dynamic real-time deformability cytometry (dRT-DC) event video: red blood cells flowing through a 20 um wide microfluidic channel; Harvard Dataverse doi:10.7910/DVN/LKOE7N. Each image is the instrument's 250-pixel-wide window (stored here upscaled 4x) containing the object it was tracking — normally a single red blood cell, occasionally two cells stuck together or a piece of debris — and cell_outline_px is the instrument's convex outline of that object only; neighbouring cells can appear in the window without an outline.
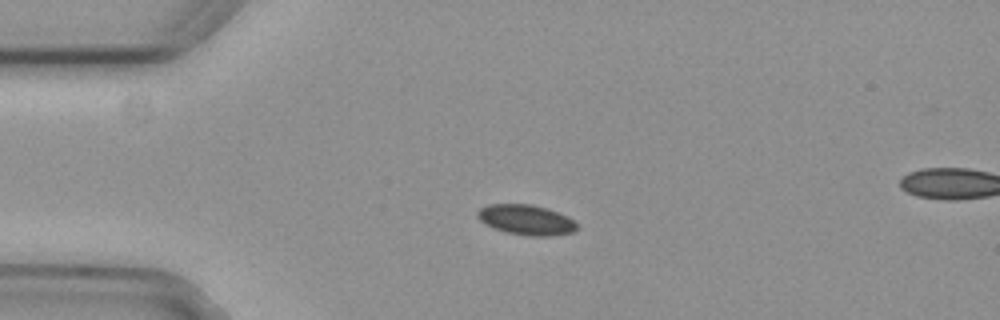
{"species": "common noctule bat (a hibernating species)", "species_latin": "Nyctalus noctula", "temperature_condition": "cold", "stored_images_in_passage": 10, "camera_frame_rate_fps": 3000, "um_per_image_px": 0.085, "animal": {"sex": "female", "body_mass_g": 29.2, "forearm_length_mm": 56.3}, "frame": {"image": 1, "passage_image": 4, "time_ms": 1.0, "image_size_px": [1000, 320], "cell_outline_px": [[580, 228], [572, 232], [552, 236], [528, 236], [504, 232], [492, 228], [484, 224], [476, 216], [476, 212], [480, 208], [488, 204], [532, 204], [548, 208], [568, 216]], "centroid_in_image_um": [44.7, 18.69], "position_along_channel_um": 40.3, "area_um2": 17.8}}
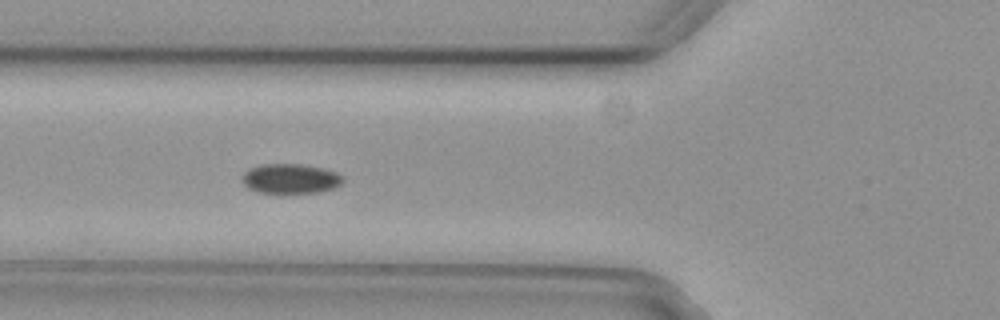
{"frame": {"image": 2, "passage_image": 6, "time_ms": 1.667, "image_size_px": [1000, 320], "cell_outline_px": [[344, 180], [340, 184], [332, 188], [320, 192], [256, 192], [248, 188], [244, 184], [244, 172], [248, 168], [260, 164], [300, 164], [324, 168], [336, 172]], "centroid_in_image_um": [24.67, 15.17], "position_along_channel_um": 101.1, "area_um2": 17.22}}